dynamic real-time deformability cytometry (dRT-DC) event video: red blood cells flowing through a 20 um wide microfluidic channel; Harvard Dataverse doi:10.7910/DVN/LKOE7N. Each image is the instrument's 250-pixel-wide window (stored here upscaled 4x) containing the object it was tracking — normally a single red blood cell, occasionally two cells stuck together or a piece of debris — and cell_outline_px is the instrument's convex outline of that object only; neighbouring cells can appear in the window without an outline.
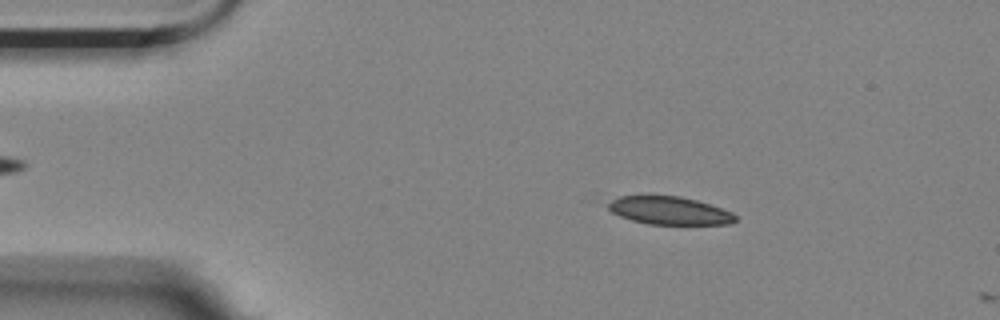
{"species": "Egyptian fruit bat (a non-hibernating species)", "species_latin": "Rousettus aegyptiacus", "temperature_condition": "room temperature", "stored_images_in_passage": 2, "camera_frame_rate_fps": 3000, "um_per_image_px": 0.085, "animal": {"sex": "female"}, "frame": {"image": 1, "passage_image": 1, "time_ms": 0.0, "image_size_px": [1000, 320], "cell_outline_px": [[736, 220], [728, 224], [648, 224], [632, 220], [620, 216], [612, 212], [608, 208], [608, 204], [612, 200], [620, 196], [680, 196], [696, 200], [732, 212], [736, 216]], "centroid_in_image_um": [56.89, 17.9], "position_along_channel_um": 28.1, "area_um2": 20.4}}